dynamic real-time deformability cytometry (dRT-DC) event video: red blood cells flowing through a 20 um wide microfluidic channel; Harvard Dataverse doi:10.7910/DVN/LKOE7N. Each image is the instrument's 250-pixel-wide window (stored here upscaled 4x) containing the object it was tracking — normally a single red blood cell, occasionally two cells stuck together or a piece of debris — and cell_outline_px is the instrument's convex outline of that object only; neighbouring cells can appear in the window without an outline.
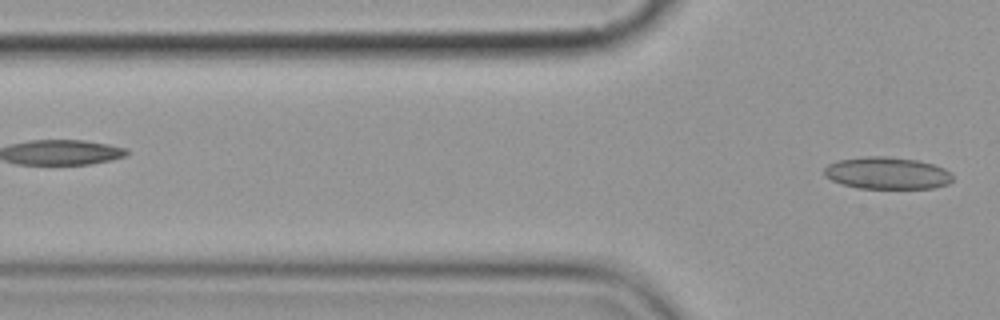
{"species": "common noctule bat (a hibernating species)", "species_latin": "Nyctalus noctula", "temperature_condition": "cold", "stored_images_in_passage": 7, "camera_frame_rate_fps": 3000, "um_per_image_px": 0.085, "animal": {"sex": "female", "body_mass_g": 19.9}, "frame": {"image": 1, "passage_image": 7, "time_ms": 8.0, "image_size_px": [1000, 320], "cell_outline_px": [[952, 180], [948, 184], [932, 188], [856, 188], [840, 184], [824, 176], [824, 168], [828, 164], [840, 160], [864, 156], [884, 156], [916, 160], [932, 164], [944, 168], [952, 172]], "centroid_in_image_um": [75.39, 14.72], "position_along_channel_um": 50.4, "area_um2": 24.04}}